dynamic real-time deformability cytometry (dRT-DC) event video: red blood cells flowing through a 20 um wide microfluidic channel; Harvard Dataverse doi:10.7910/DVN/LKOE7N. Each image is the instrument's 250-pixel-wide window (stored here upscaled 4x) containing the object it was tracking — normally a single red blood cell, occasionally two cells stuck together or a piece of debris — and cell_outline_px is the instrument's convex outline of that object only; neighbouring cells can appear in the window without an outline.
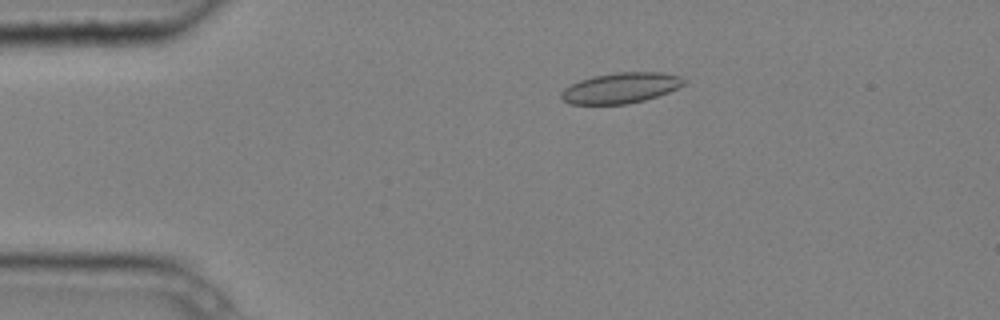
{"species": "common noctule bat (a hibernating species)", "species_latin": "Nyctalus noctula", "temperature_condition": "cold", "stored_images_in_passage": 5, "camera_frame_rate_fps": 3000, "um_per_image_px": 0.085, "animal": {"sex": "male", "body_mass_g": 20.4}, "frame": {"image": 1, "passage_image": 3, "time_ms": 0.667, "image_size_px": [1000, 320], "cell_outline_px": [[688, 80], [684, 84], [668, 92], [644, 100], [628, 104], [572, 104], [564, 100], [560, 96], [560, 92], [564, 88], [580, 80], [592, 76], [616, 72], [660, 72], [680, 76]], "centroid_in_image_um": [52.76, 7.47], "position_along_channel_um": 32.2, "area_um2": 21.79}}
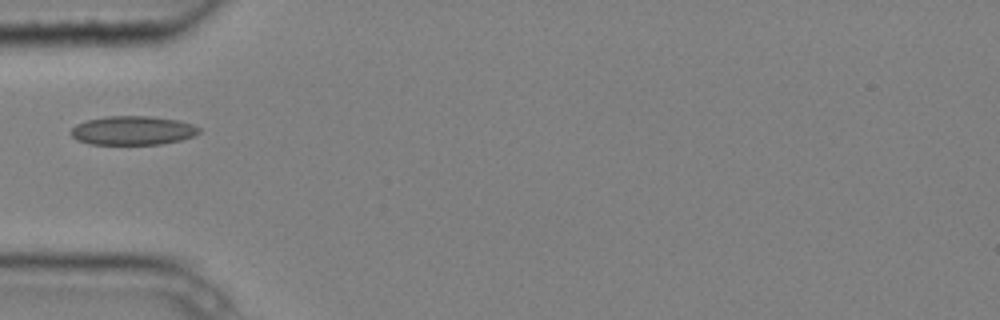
{"frame": {"image": 2, "passage_image": 5, "time_ms": 1.333, "image_size_px": [1000, 320], "cell_outline_px": [[200, 132], [192, 136], [180, 140], [160, 144], [92, 144], [76, 140], [68, 132], [76, 124], [88, 120], [108, 116], [152, 116], [180, 120], [192, 124], [200, 128]], "centroid_in_image_um": [11.27, 11.08], "position_along_channel_um": 73.7, "area_um2": 21.62}}